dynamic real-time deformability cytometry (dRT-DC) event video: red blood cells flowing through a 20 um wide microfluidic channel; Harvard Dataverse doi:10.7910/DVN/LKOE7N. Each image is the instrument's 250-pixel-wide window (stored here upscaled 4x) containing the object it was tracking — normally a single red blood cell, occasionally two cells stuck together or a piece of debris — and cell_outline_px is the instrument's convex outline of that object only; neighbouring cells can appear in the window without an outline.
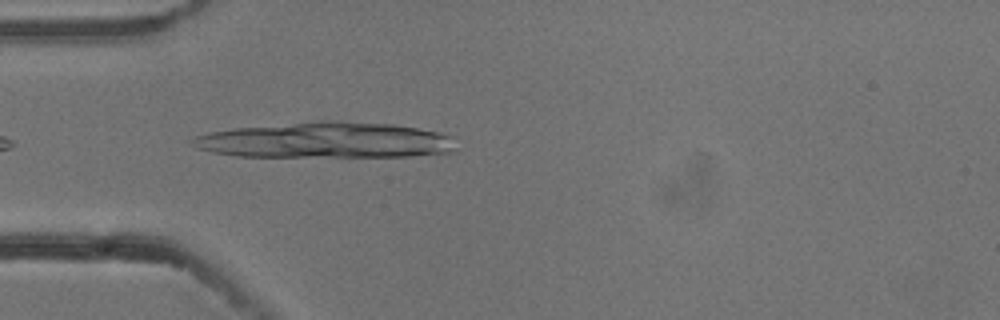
{"species": "common noctule bat (a hibernating species)", "species_latin": "Nyctalus noctula", "temperature_condition": "cold", "stored_images_in_passage": 4, "camera_frame_rate_fps": 3000, "um_per_image_px": 0.085, "animal": {"sex": "male", "body_mass_g": 13.3}, "frame": {"image": 1, "passage_image": 4, "time_ms": 1.0, "image_size_px": [1000, 320], "cell_outline_px": [[456, 152], [408, 156], [236, 156], [212, 152], [196, 148], [188, 140], [196, 136], [208, 132], [236, 128], [324, 120], [344, 120], [392, 124], [416, 128], [436, 132], [452, 136], [456, 148]], "centroid_in_image_um": [27.68, 11.91], "position_along_channel_um": 57.3, "area_um2": 55.03}}